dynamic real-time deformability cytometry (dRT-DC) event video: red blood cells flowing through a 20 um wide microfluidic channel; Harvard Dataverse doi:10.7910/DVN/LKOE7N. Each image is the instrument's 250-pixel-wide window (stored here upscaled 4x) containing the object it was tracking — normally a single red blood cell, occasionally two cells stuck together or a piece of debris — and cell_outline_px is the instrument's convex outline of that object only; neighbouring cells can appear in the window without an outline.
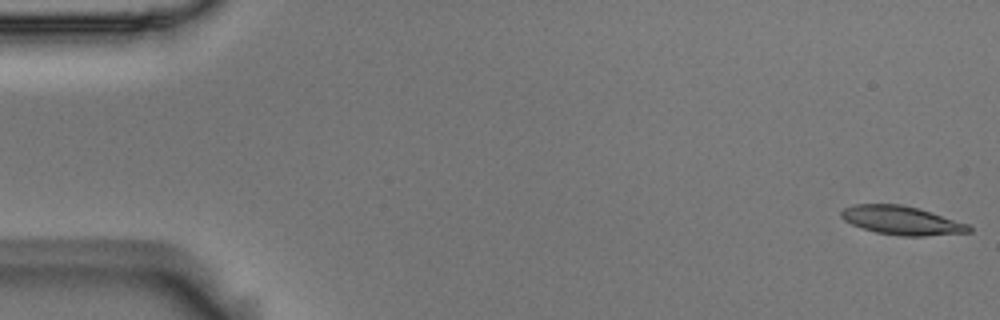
{"species": "Egyptian fruit bat (a non-hibernating species)", "species_latin": "Rousettus aegyptiacus", "temperature_condition": "room temperature", "stored_images_in_passage": 54, "camera_frame_rate_fps": 3000, "um_per_image_px": 0.085, "animal": {"sex": "male"}, "frame": {"image": 1, "passage_image": 1, "time_ms": 0.0, "image_size_px": [1000, 320], "cell_outline_px": [[972, 232], [924, 236], [900, 236], [876, 232], [852, 224], [844, 220], [840, 216], [840, 212], [844, 208], [856, 204], [900, 204], [932, 212], [968, 224], [972, 228]], "centroid_in_image_um": [76.65, 18.74], "position_along_channel_um": 8.3, "area_um2": 21.21}}
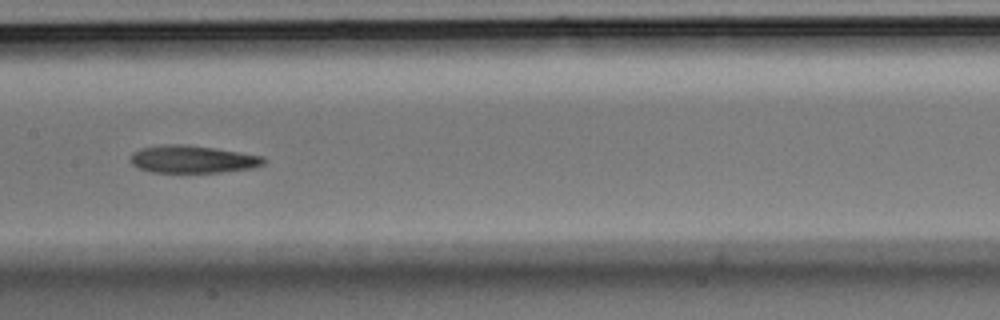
{"frame": {"image": 2, "passage_image": 27, "time_ms": 8.667, "image_size_px": [1000, 320], "cell_outline_px": [[268, 160], [264, 164], [252, 168], [220, 172], [152, 172], [140, 168], [132, 164], [132, 152], [140, 148], [160, 144], [188, 144], [264, 156]], "centroid_in_image_um": [16.39, 13.52], "position_along_channel_um": 191.0, "area_um2": 21.39}}
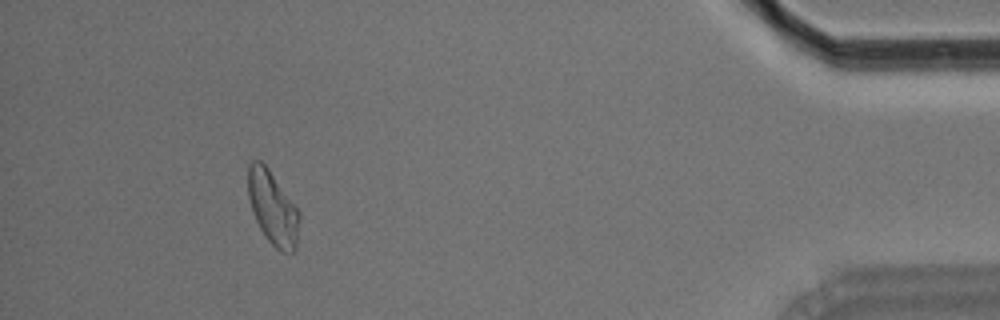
{"frame": {"image": 3, "passage_image": 50, "time_ms": 16.333, "image_size_px": [1000, 320], "cell_outline_px": [[300, 220], [296, 248], [292, 252], [280, 252], [268, 240], [260, 228], [256, 220], [248, 196], [248, 164], [252, 160], [260, 160], [268, 168], [300, 212]], "centroid_in_image_um": [23.19, 17.68], "position_along_channel_um": 412.0, "area_um2": 21.85}, "authors_computed_cell_mechanics": {"area_um2": 21.5883, "velocity_mm_per_s": 3.6741, "shape_relaxation_time_tau1_ms": 7.0848, "shape_relaxation_time_tau2_ms": 7.8736, "deformation_change_tau1": 0.1797, "deformation_change_tau2": 0.1855}}